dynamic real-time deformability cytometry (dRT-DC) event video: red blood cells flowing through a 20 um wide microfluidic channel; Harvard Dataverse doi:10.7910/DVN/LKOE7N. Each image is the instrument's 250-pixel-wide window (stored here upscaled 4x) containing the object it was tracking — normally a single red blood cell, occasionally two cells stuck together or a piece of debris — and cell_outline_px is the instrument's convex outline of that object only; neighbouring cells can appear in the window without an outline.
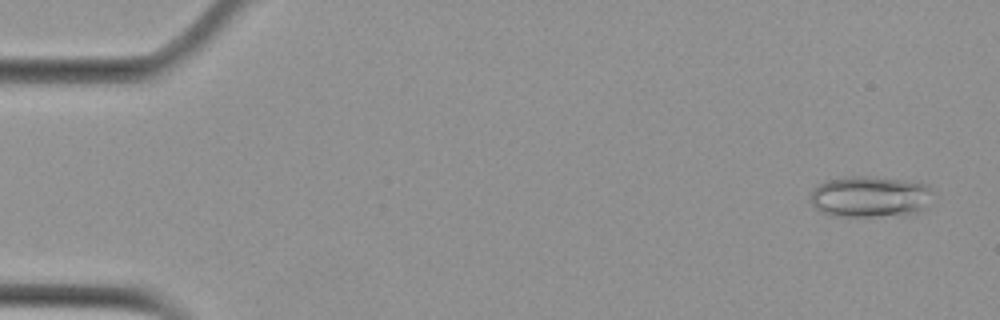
{"species": "Egyptian fruit bat (a non-hibernating species)", "species_latin": "Rousettus aegyptiacus", "temperature_condition": "cold", "stored_images_in_passage": 54, "camera_frame_rate_fps": 3000, "um_per_image_px": 0.085, "animal": {"sex": "female"}, "frame": {"image": 1, "passage_image": 3, "time_ms": 0.667, "image_size_px": [1000, 320], "cell_outline_px": [[932, 192], [928, 208], [920, 212], [904, 216], [832, 216], [820, 212], [812, 204], [812, 188], [828, 180], [852, 176], [864, 176], [900, 180], [928, 184]], "centroid_in_image_um": [74.01, 16.75], "position_along_channel_um": 11.0, "area_um2": 29.65}}
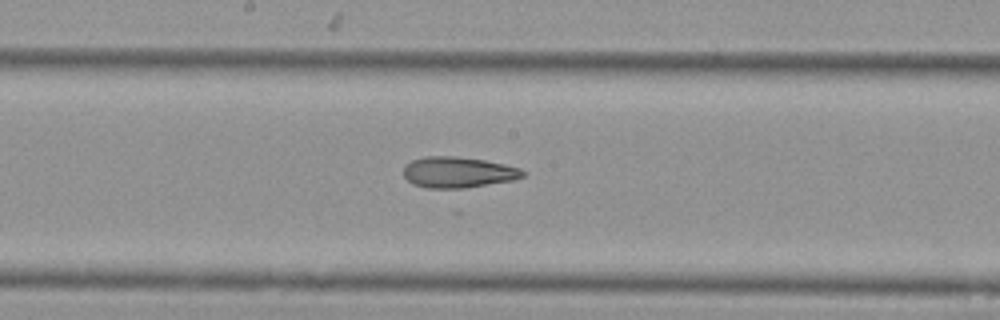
{"frame": {"image": 2, "passage_image": 29, "time_ms": 9.333, "image_size_px": [1000, 320], "cell_outline_px": [[524, 176], [512, 180], [468, 188], [428, 188], [412, 184], [404, 176], [404, 164], [412, 160], [424, 156], [456, 156], [484, 160], [504, 164], [520, 168], [524, 172]], "centroid_in_image_um": [38.91, 14.64], "position_along_channel_um": 209.3, "area_um2": 21.56}}
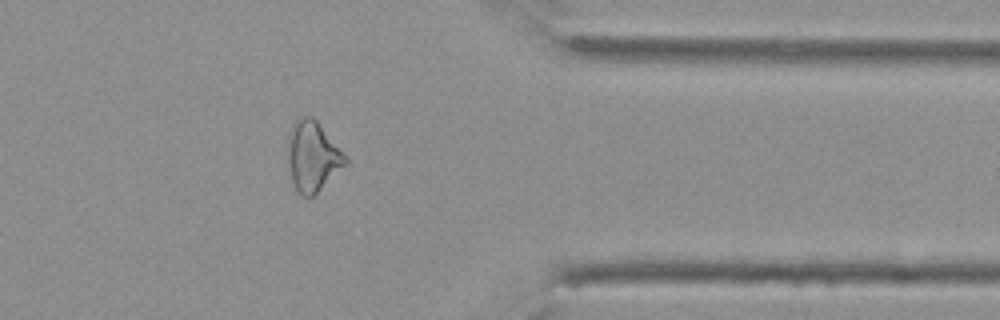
{"frame": {"image": 3, "passage_image": 44, "time_ms": 14.333, "image_size_px": [1000, 320], "cell_outline_px": [[348, 164], [312, 196], [304, 196], [296, 188], [292, 180], [288, 164], [288, 132], [292, 124], [300, 116], [312, 116], [316, 120], [348, 160]], "centroid_in_image_um": [26.55, 13.26], "position_along_channel_um": 384.8, "area_um2": 23.06}, "authors_computed_cell_mechanics": {"area_um2": 24.2182, "velocity_mm_per_s": 3.7827, "shape_relaxation_time_tau1_ms": null, "shape_relaxation_time_tau2_ms": 4.7812, "deformation_change_tau1": null, "deformation_change_tau2": 0.1413}}